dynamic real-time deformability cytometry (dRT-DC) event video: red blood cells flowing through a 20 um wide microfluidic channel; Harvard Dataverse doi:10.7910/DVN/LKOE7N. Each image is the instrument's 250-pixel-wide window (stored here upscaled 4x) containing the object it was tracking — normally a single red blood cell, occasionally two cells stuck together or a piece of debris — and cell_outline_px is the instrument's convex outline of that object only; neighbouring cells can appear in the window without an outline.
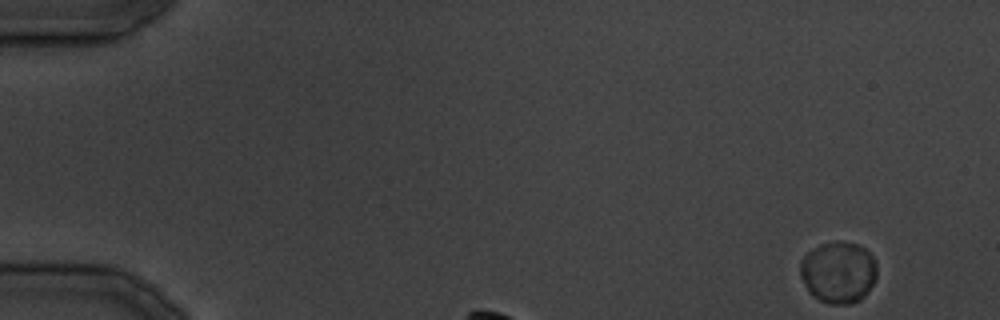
{"species": "common noctule bat (a hibernating species)", "species_latin": "Nyctalus noctula", "temperature_condition": "cold", "stored_images_in_passage": 4, "camera_frame_rate_fps": 3000, "um_per_image_px": 0.085, "animal": {"sex": "male", "body_mass_g": 19.5, "forearm_length_mm": 54.6}, "frame": {"image": 1, "passage_image": 1, "time_ms": 0.0, "image_size_px": [1000, 320], "cell_outline_px": [[876, 280], [864, 296], [860, 300], [852, 304], [828, 304], [812, 296], [808, 292], [800, 276], [800, 260], [812, 248], [820, 244], [836, 240], [856, 244], [864, 248], [876, 260]], "centroid_in_image_um": [71.25, 23.15], "position_along_channel_um": 13.8, "area_um2": 27.92}}